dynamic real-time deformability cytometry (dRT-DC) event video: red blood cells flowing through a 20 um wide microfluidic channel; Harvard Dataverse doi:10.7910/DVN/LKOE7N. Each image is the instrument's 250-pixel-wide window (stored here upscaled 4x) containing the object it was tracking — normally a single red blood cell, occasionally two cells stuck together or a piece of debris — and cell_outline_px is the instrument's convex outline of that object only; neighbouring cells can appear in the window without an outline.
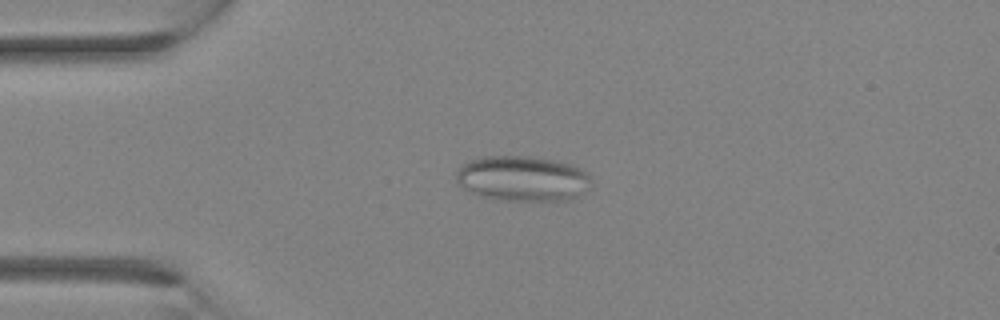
{"species": "Egyptian fruit bat (a non-hibernating species)", "species_latin": "Rousettus aegyptiacus", "temperature_condition": "room temperature", "stored_images_in_passage": 18, "camera_frame_rate_fps": 3000, "um_per_image_px": 0.085, "animal": {"sex": "female"}, "frame": {"image": 1, "passage_image": 8, "time_ms": 2.333, "image_size_px": [1000, 320], "cell_outline_px": [[592, 176], [588, 188], [572, 200], [492, 200], [468, 192], [456, 180], [456, 172], [464, 164], [472, 160], [484, 156], [528, 156], [556, 160], [572, 164], [588, 172]], "centroid_in_image_um": [44.44, 15.18], "position_along_channel_um": 40.6, "area_um2": 35.89}}
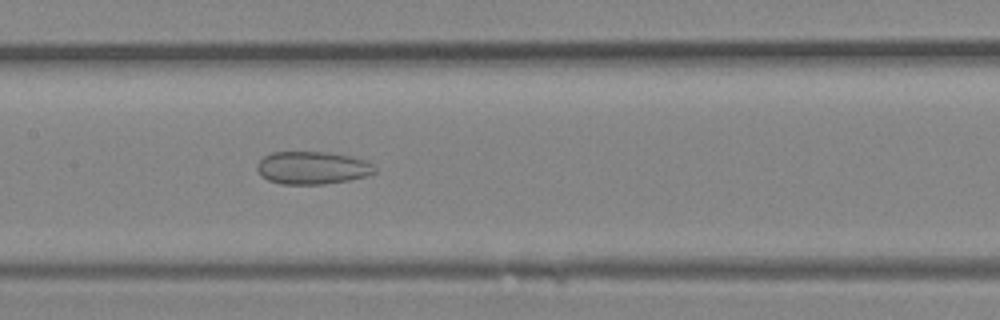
{"frame": {"image": 2, "passage_image": 16, "time_ms": 5.0, "image_size_px": [1000, 320], "cell_outline_px": [[376, 172], [368, 176], [348, 180], [324, 184], [280, 184], [268, 180], [260, 176], [256, 168], [256, 164], [264, 156], [272, 152], [324, 152], [348, 156], [368, 160], [376, 168]], "centroid_in_image_um": [26.54, 14.27], "position_along_channel_um": 180.9, "area_um2": 22.6}}
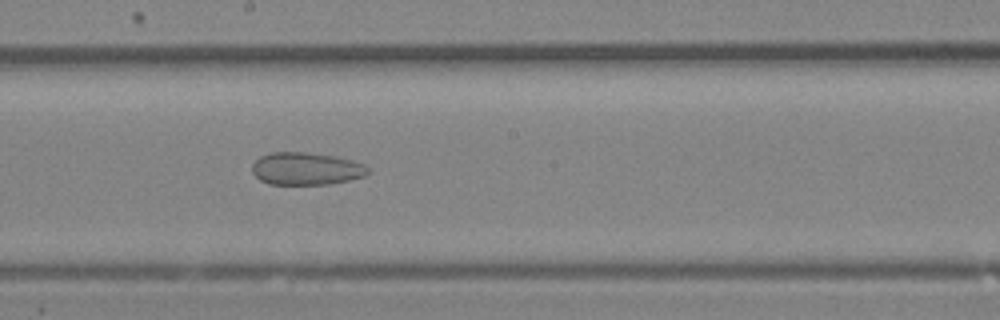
{"frame": {"image": 3, "passage_image": 18, "time_ms": 5.667, "image_size_px": [1000, 320], "cell_outline_px": [[368, 172], [364, 176], [348, 180], [328, 184], [268, 184], [260, 180], [252, 172], [252, 164], [260, 156], [272, 152], [304, 152], [336, 156], [352, 160], [364, 164], [368, 168]], "centroid_in_image_um": [26.0, 14.33], "position_along_channel_um": 222.2, "area_um2": 21.91}}